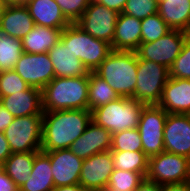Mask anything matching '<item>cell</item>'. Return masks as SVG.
Returning <instances> with one entry per match:
<instances>
[{
    "label": "cell",
    "instance_id": "8d00e7d4",
    "mask_svg": "<svg viewBox=\"0 0 190 191\" xmlns=\"http://www.w3.org/2000/svg\"><path fill=\"white\" fill-rule=\"evenodd\" d=\"M14 118L15 117L0 103V132H4Z\"/></svg>",
    "mask_w": 190,
    "mask_h": 191
},
{
    "label": "cell",
    "instance_id": "74e56055",
    "mask_svg": "<svg viewBox=\"0 0 190 191\" xmlns=\"http://www.w3.org/2000/svg\"><path fill=\"white\" fill-rule=\"evenodd\" d=\"M0 191H19V187L5 171L0 174Z\"/></svg>",
    "mask_w": 190,
    "mask_h": 191
},
{
    "label": "cell",
    "instance_id": "ab89813d",
    "mask_svg": "<svg viewBox=\"0 0 190 191\" xmlns=\"http://www.w3.org/2000/svg\"><path fill=\"white\" fill-rule=\"evenodd\" d=\"M161 189L162 185L145 177L134 191H161Z\"/></svg>",
    "mask_w": 190,
    "mask_h": 191
},
{
    "label": "cell",
    "instance_id": "836d02e7",
    "mask_svg": "<svg viewBox=\"0 0 190 191\" xmlns=\"http://www.w3.org/2000/svg\"><path fill=\"white\" fill-rule=\"evenodd\" d=\"M169 77L190 79V35L183 48L169 69Z\"/></svg>",
    "mask_w": 190,
    "mask_h": 191
},
{
    "label": "cell",
    "instance_id": "ba28073f",
    "mask_svg": "<svg viewBox=\"0 0 190 191\" xmlns=\"http://www.w3.org/2000/svg\"><path fill=\"white\" fill-rule=\"evenodd\" d=\"M189 165V158L163 151L148 158L146 178L160 185L188 182Z\"/></svg>",
    "mask_w": 190,
    "mask_h": 191
},
{
    "label": "cell",
    "instance_id": "f6af8a7d",
    "mask_svg": "<svg viewBox=\"0 0 190 191\" xmlns=\"http://www.w3.org/2000/svg\"><path fill=\"white\" fill-rule=\"evenodd\" d=\"M6 8L7 5L2 0H0V19L2 18Z\"/></svg>",
    "mask_w": 190,
    "mask_h": 191
},
{
    "label": "cell",
    "instance_id": "603a6c76",
    "mask_svg": "<svg viewBox=\"0 0 190 191\" xmlns=\"http://www.w3.org/2000/svg\"><path fill=\"white\" fill-rule=\"evenodd\" d=\"M158 14L172 30L190 33V0H158Z\"/></svg>",
    "mask_w": 190,
    "mask_h": 191
},
{
    "label": "cell",
    "instance_id": "277c9868",
    "mask_svg": "<svg viewBox=\"0 0 190 191\" xmlns=\"http://www.w3.org/2000/svg\"><path fill=\"white\" fill-rule=\"evenodd\" d=\"M145 104L133 98L120 97L91 111L92 121L111 134L138 128Z\"/></svg>",
    "mask_w": 190,
    "mask_h": 191
},
{
    "label": "cell",
    "instance_id": "3957f363",
    "mask_svg": "<svg viewBox=\"0 0 190 191\" xmlns=\"http://www.w3.org/2000/svg\"><path fill=\"white\" fill-rule=\"evenodd\" d=\"M136 51H112L94 70L120 97L131 98L137 81Z\"/></svg>",
    "mask_w": 190,
    "mask_h": 191
},
{
    "label": "cell",
    "instance_id": "9a60e30c",
    "mask_svg": "<svg viewBox=\"0 0 190 191\" xmlns=\"http://www.w3.org/2000/svg\"><path fill=\"white\" fill-rule=\"evenodd\" d=\"M43 152L50 157L54 186L79 184L83 159L69 148Z\"/></svg>",
    "mask_w": 190,
    "mask_h": 191
},
{
    "label": "cell",
    "instance_id": "44dd1931",
    "mask_svg": "<svg viewBox=\"0 0 190 191\" xmlns=\"http://www.w3.org/2000/svg\"><path fill=\"white\" fill-rule=\"evenodd\" d=\"M55 77L89 76L90 71L60 40L48 52Z\"/></svg>",
    "mask_w": 190,
    "mask_h": 191
},
{
    "label": "cell",
    "instance_id": "83f0119b",
    "mask_svg": "<svg viewBox=\"0 0 190 191\" xmlns=\"http://www.w3.org/2000/svg\"><path fill=\"white\" fill-rule=\"evenodd\" d=\"M114 169L141 173L146 177L148 157L143 151H111Z\"/></svg>",
    "mask_w": 190,
    "mask_h": 191
},
{
    "label": "cell",
    "instance_id": "8992f818",
    "mask_svg": "<svg viewBox=\"0 0 190 191\" xmlns=\"http://www.w3.org/2000/svg\"><path fill=\"white\" fill-rule=\"evenodd\" d=\"M168 78L167 67L138 57L137 81L131 98L145 105H158Z\"/></svg>",
    "mask_w": 190,
    "mask_h": 191
},
{
    "label": "cell",
    "instance_id": "5b68a950",
    "mask_svg": "<svg viewBox=\"0 0 190 191\" xmlns=\"http://www.w3.org/2000/svg\"><path fill=\"white\" fill-rule=\"evenodd\" d=\"M60 40L90 72H94L113 51L111 44L92 37L76 23H71L62 31Z\"/></svg>",
    "mask_w": 190,
    "mask_h": 191
},
{
    "label": "cell",
    "instance_id": "1f68e13d",
    "mask_svg": "<svg viewBox=\"0 0 190 191\" xmlns=\"http://www.w3.org/2000/svg\"><path fill=\"white\" fill-rule=\"evenodd\" d=\"M111 151H143L138 128L112 134Z\"/></svg>",
    "mask_w": 190,
    "mask_h": 191
},
{
    "label": "cell",
    "instance_id": "e0dca14e",
    "mask_svg": "<svg viewBox=\"0 0 190 191\" xmlns=\"http://www.w3.org/2000/svg\"><path fill=\"white\" fill-rule=\"evenodd\" d=\"M158 106L171 114H190V79L169 77Z\"/></svg>",
    "mask_w": 190,
    "mask_h": 191
},
{
    "label": "cell",
    "instance_id": "ffe728a7",
    "mask_svg": "<svg viewBox=\"0 0 190 191\" xmlns=\"http://www.w3.org/2000/svg\"><path fill=\"white\" fill-rule=\"evenodd\" d=\"M24 5L35 25L64 30L71 24L55 0H28Z\"/></svg>",
    "mask_w": 190,
    "mask_h": 191
},
{
    "label": "cell",
    "instance_id": "d4e9b609",
    "mask_svg": "<svg viewBox=\"0 0 190 191\" xmlns=\"http://www.w3.org/2000/svg\"><path fill=\"white\" fill-rule=\"evenodd\" d=\"M62 29L35 25V27L22 39L25 53H47L60 41Z\"/></svg>",
    "mask_w": 190,
    "mask_h": 191
},
{
    "label": "cell",
    "instance_id": "8fae6325",
    "mask_svg": "<svg viewBox=\"0 0 190 191\" xmlns=\"http://www.w3.org/2000/svg\"><path fill=\"white\" fill-rule=\"evenodd\" d=\"M118 14L98 2H90L76 24L92 37L112 44Z\"/></svg>",
    "mask_w": 190,
    "mask_h": 191
},
{
    "label": "cell",
    "instance_id": "4dcf8cb0",
    "mask_svg": "<svg viewBox=\"0 0 190 191\" xmlns=\"http://www.w3.org/2000/svg\"><path fill=\"white\" fill-rule=\"evenodd\" d=\"M171 30L158 13L148 16L141 20V43L154 42Z\"/></svg>",
    "mask_w": 190,
    "mask_h": 191
},
{
    "label": "cell",
    "instance_id": "4fadbf2b",
    "mask_svg": "<svg viewBox=\"0 0 190 191\" xmlns=\"http://www.w3.org/2000/svg\"><path fill=\"white\" fill-rule=\"evenodd\" d=\"M114 171L111 150L83 160L79 184L89 191H104Z\"/></svg>",
    "mask_w": 190,
    "mask_h": 191
},
{
    "label": "cell",
    "instance_id": "bcb514c9",
    "mask_svg": "<svg viewBox=\"0 0 190 191\" xmlns=\"http://www.w3.org/2000/svg\"><path fill=\"white\" fill-rule=\"evenodd\" d=\"M4 170V163L0 161V174L3 173Z\"/></svg>",
    "mask_w": 190,
    "mask_h": 191
},
{
    "label": "cell",
    "instance_id": "c3c4849f",
    "mask_svg": "<svg viewBox=\"0 0 190 191\" xmlns=\"http://www.w3.org/2000/svg\"><path fill=\"white\" fill-rule=\"evenodd\" d=\"M89 2H97V0H89Z\"/></svg>",
    "mask_w": 190,
    "mask_h": 191
},
{
    "label": "cell",
    "instance_id": "7a4b0ae2",
    "mask_svg": "<svg viewBox=\"0 0 190 191\" xmlns=\"http://www.w3.org/2000/svg\"><path fill=\"white\" fill-rule=\"evenodd\" d=\"M89 76L55 77L41 90L43 111L88 109Z\"/></svg>",
    "mask_w": 190,
    "mask_h": 191
},
{
    "label": "cell",
    "instance_id": "f35d334b",
    "mask_svg": "<svg viewBox=\"0 0 190 191\" xmlns=\"http://www.w3.org/2000/svg\"><path fill=\"white\" fill-rule=\"evenodd\" d=\"M97 2L109 9L115 10L118 13H122L127 0H97Z\"/></svg>",
    "mask_w": 190,
    "mask_h": 191
},
{
    "label": "cell",
    "instance_id": "7dc6e473",
    "mask_svg": "<svg viewBox=\"0 0 190 191\" xmlns=\"http://www.w3.org/2000/svg\"><path fill=\"white\" fill-rule=\"evenodd\" d=\"M28 0H22V5H24L25 2H27Z\"/></svg>",
    "mask_w": 190,
    "mask_h": 191
},
{
    "label": "cell",
    "instance_id": "6da1fadb",
    "mask_svg": "<svg viewBox=\"0 0 190 191\" xmlns=\"http://www.w3.org/2000/svg\"><path fill=\"white\" fill-rule=\"evenodd\" d=\"M91 121L89 109L43 111L41 151L68 149Z\"/></svg>",
    "mask_w": 190,
    "mask_h": 191
},
{
    "label": "cell",
    "instance_id": "60d3db41",
    "mask_svg": "<svg viewBox=\"0 0 190 191\" xmlns=\"http://www.w3.org/2000/svg\"><path fill=\"white\" fill-rule=\"evenodd\" d=\"M11 154L12 152L5 135L3 132H0V161L4 163Z\"/></svg>",
    "mask_w": 190,
    "mask_h": 191
},
{
    "label": "cell",
    "instance_id": "9c48e42d",
    "mask_svg": "<svg viewBox=\"0 0 190 191\" xmlns=\"http://www.w3.org/2000/svg\"><path fill=\"white\" fill-rule=\"evenodd\" d=\"M167 114L158 105H145L142 109L138 130L143 152L148 158L164 151L163 131Z\"/></svg>",
    "mask_w": 190,
    "mask_h": 191
},
{
    "label": "cell",
    "instance_id": "7bdbcfd3",
    "mask_svg": "<svg viewBox=\"0 0 190 191\" xmlns=\"http://www.w3.org/2000/svg\"><path fill=\"white\" fill-rule=\"evenodd\" d=\"M51 191H89L80 184L66 185V186H55Z\"/></svg>",
    "mask_w": 190,
    "mask_h": 191
},
{
    "label": "cell",
    "instance_id": "484cf974",
    "mask_svg": "<svg viewBox=\"0 0 190 191\" xmlns=\"http://www.w3.org/2000/svg\"><path fill=\"white\" fill-rule=\"evenodd\" d=\"M34 158L35 152H18L12 153L4 162L5 172L19 188L29 180Z\"/></svg>",
    "mask_w": 190,
    "mask_h": 191
},
{
    "label": "cell",
    "instance_id": "52a82bcc",
    "mask_svg": "<svg viewBox=\"0 0 190 191\" xmlns=\"http://www.w3.org/2000/svg\"><path fill=\"white\" fill-rule=\"evenodd\" d=\"M43 114L15 117L3 132L12 153L41 151Z\"/></svg>",
    "mask_w": 190,
    "mask_h": 191
},
{
    "label": "cell",
    "instance_id": "f546056e",
    "mask_svg": "<svg viewBox=\"0 0 190 191\" xmlns=\"http://www.w3.org/2000/svg\"><path fill=\"white\" fill-rule=\"evenodd\" d=\"M145 177L141 173L114 169L106 191H134Z\"/></svg>",
    "mask_w": 190,
    "mask_h": 191
},
{
    "label": "cell",
    "instance_id": "ac0fdd59",
    "mask_svg": "<svg viewBox=\"0 0 190 191\" xmlns=\"http://www.w3.org/2000/svg\"><path fill=\"white\" fill-rule=\"evenodd\" d=\"M141 43V19L119 13L113 42V51H136Z\"/></svg>",
    "mask_w": 190,
    "mask_h": 191
},
{
    "label": "cell",
    "instance_id": "4316f807",
    "mask_svg": "<svg viewBox=\"0 0 190 191\" xmlns=\"http://www.w3.org/2000/svg\"><path fill=\"white\" fill-rule=\"evenodd\" d=\"M120 98L119 94L94 72L89 73L88 109L90 111Z\"/></svg>",
    "mask_w": 190,
    "mask_h": 191
},
{
    "label": "cell",
    "instance_id": "7c38bea8",
    "mask_svg": "<svg viewBox=\"0 0 190 191\" xmlns=\"http://www.w3.org/2000/svg\"><path fill=\"white\" fill-rule=\"evenodd\" d=\"M14 71L30 86L42 90L54 78V68L48 53L23 52Z\"/></svg>",
    "mask_w": 190,
    "mask_h": 191
},
{
    "label": "cell",
    "instance_id": "e575fe53",
    "mask_svg": "<svg viewBox=\"0 0 190 191\" xmlns=\"http://www.w3.org/2000/svg\"><path fill=\"white\" fill-rule=\"evenodd\" d=\"M30 86L14 70L0 73V98L18 91L27 90Z\"/></svg>",
    "mask_w": 190,
    "mask_h": 191
},
{
    "label": "cell",
    "instance_id": "5bb4252c",
    "mask_svg": "<svg viewBox=\"0 0 190 191\" xmlns=\"http://www.w3.org/2000/svg\"><path fill=\"white\" fill-rule=\"evenodd\" d=\"M163 142L165 152L190 159V114H167Z\"/></svg>",
    "mask_w": 190,
    "mask_h": 191
},
{
    "label": "cell",
    "instance_id": "d6986e66",
    "mask_svg": "<svg viewBox=\"0 0 190 191\" xmlns=\"http://www.w3.org/2000/svg\"><path fill=\"white\" fill-rule=\"evenodd\" d=\"M0 103L14 116L43 114L41 90L29 87L12 95L1 97Z\"/></svg>",
    "mask_w": 190,
    "mask_h": 191
},
{
    "label": "cell",
    "instance_id": "b9f144b4",
    "mask_svg": "<svg viewBox=\"0 0 190 191\" xmlns=\"http://www.w3.org/2000/svg\"><path fill=\"white\" fill-rule=\"evenodd\" d=\"M161 191H190V181L162 185Z\"/></svg>",
    "mask_w": 190,
    "mask_h": 191
},
{
    "label": "cell",
    "instance_id": "7402d4cb",
    "mask_svg": "<svg viewBox=\"0 0 190 191\" xmlns=\"http://www.w3.org/2000/svg\"><path fill=\"white\" fill-rule=\"evenodd\" d=\"M35 22L25 5L7 6L0 19V28L6 35L23 39L33 28Z\"/></svg>",
    "mask_w": 190,
    "mask_h": 191
},
{
    "label": "cell",
    "instance_id": "f1b7e54d",
    "mask_svg": "<svg viewBox=\"0 0 190 191\" xmlns=\"http://www.w3.org/2000/svg\"><path fill=\"white\" fill-rule=\"evenodd\" d=\"M23 52L22 39L8 36L0 28V71L14 70Z\"/></svg>",
    "mask_w": 190,
    "mask_h": 191
},
{
    "label": "cell",
    "instance_id": "ee69618b",
    "mask_svg": "<svg viewBox=\"0 0 190 191\" xmlns=\"http://www.w3.org/2000/svg\"><path fill=\"white\" fill-rule=\"evenodd\" d=\"M7 6L22 5V0H2Z\"/></svg>",
    "mask_w": 190,
    "mask_h": 191
},
{
    "label": "cell",
    "instance_id": "2e32d148",
    "mask_svg": "<svg viewBox=\"0 0 190 191\" xmlns=\"http://www.w3.org/2000/svg\"><path fill=\"white\" fill-rule=\"evenodd\" d=\"M112 134L93 121L87 126L82 135L77 138L69 149L79 158L85 160L94 154L111 149Z\"/></svg>",
    "mask_w": 190,
    "mask_h": 191
},
{
    "label": "cell",
    "instance_id": "d6a6232c",
    "mask_svg": "<svg viewBox=\"0 0 190 191\" xmlns=\"http://www.w3.org/2000/svg\"><path fill=\"white\" fill-rule=\"evenodd\" d=\"M122 13L137 19H145L158 13V0H127Z\"/></svg>",
    "mask_w": 190,
    "mask_h": 191
},
{
    "label": "cell",
    "instance_id": "cb8c5ba5",
    "mask_svg": "<svg viewBox=\"0 0 190 191\" xmlns=\"http://www.w3.org/2000/svg\"><path fill=\"white\" fill-rule=\"evenodd\" d=\"M50 157L43 151L35 152L34 164L29 180L20 191H51L54 188Z\"/></svg>",
    "mask_w": 190,
    "mask_h": 191
},
{
    "label": "cell",
    "instance_id": "d590c367",
    "mask_svg": "<svg viewBox=\"0 0 190 191\" xmlns=\"http://www.w3.org/2000/svg\"><path fill=\"white\" fill-rule=\"evenodd\" d=\"M65 18L70 23H76L89 5V0H55Z\"/></svg>",
    "mask_w": 190,
    "mask_h": 191
},
{
    "label": "cell",
    "instance_id": "30bf717a",
    "mask_svg": "<svg viewBox=\"0 0 190 191\" xmlns=\"http://www.w3.org/2000/svg\"><path fill=\"white\" fill-rule=\"evenodd\" d=\"M189 35L190 33L182 30H171L154 42L140 43L136 53L140 59L150 60L170 69Z\"/></svg>",
    "mask_w": 190,
    "mask_h": 191
}]
</instances>
